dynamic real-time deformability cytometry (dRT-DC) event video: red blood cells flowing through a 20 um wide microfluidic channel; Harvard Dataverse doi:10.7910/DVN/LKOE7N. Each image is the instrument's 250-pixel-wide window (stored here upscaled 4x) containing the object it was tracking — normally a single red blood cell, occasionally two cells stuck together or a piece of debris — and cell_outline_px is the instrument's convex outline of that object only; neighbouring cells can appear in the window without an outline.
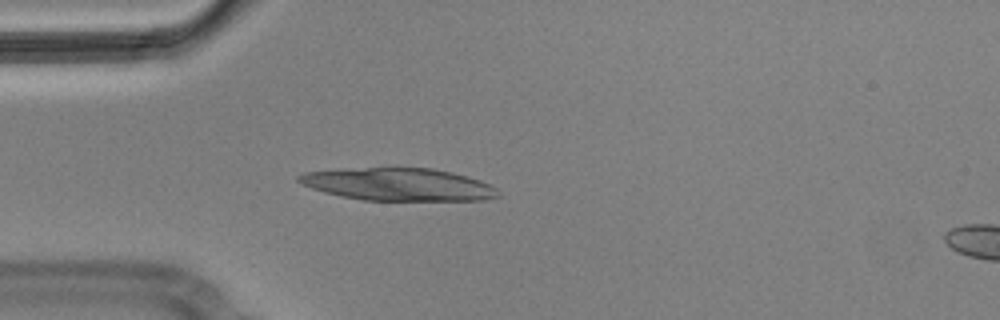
{"species": "Egyptian fruit bat (a non-hibernating species)", "species_latin": "Rousettus aegyptiacus", "temperature_condition": "cold", "stored_images_in_passage": 4, "camera_frame_rate_fps": 3000, "um_per_image_px": 0.085, "animal": {"sex": "male"}, "frame": {"image": 1, "passage_image": 4, "time_ms": 1.0, "image_size_px": [1000, 320], "cell_outline_px": [[500, 196], [484, 200], [364, 200], [340, 196], [324, 192], [312, 188], [296, 180], [296, 176], [304, 172], [364, 168], [432, 168], [452, 172], [468, 176], [480, 180], [496, 188]], "centroid_in_image_um": [33.88, 15.68], "position_along_channel_um": 51.1, "area_um2": 37.57}}